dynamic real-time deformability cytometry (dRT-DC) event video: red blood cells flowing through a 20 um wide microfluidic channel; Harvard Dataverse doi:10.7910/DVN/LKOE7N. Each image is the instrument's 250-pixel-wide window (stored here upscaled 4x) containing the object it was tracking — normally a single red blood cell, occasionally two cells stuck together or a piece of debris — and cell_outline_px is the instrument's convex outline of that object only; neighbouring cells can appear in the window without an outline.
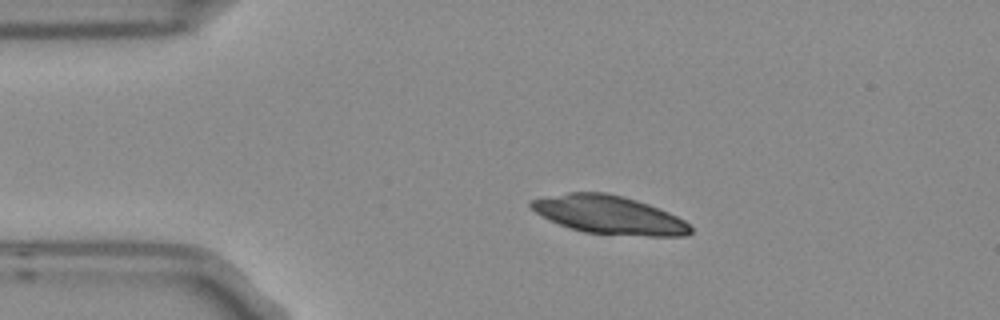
{"species": "Egyptian fruit bat (a non-hibernating species)", "species_latin": "Rousettus aegyptiacus", "temperature_condition": "room temperature", "stored_images_in_passage": 3, "camera_frame_rate_fps": 3000, "um_per_image_px": 0.085, "frame": {"image": 1, "passage_image": 2, "time_ms": 0.333, "image_size_px": [1000, 320], "cell_outline_px": [[692, 232], [688, 236], [648, 236], [584, 232], [560, 224], [536, 212], [528, 204], [528, 200], [568, 192], [604, 192], [624, 196], [648, 204], [668, 212], [684, 220], [692, 228]], "centroid_in_image_um": [51.79, 18.25], "position_along_channel_um": 33.2, "area_um2": 35.26}}